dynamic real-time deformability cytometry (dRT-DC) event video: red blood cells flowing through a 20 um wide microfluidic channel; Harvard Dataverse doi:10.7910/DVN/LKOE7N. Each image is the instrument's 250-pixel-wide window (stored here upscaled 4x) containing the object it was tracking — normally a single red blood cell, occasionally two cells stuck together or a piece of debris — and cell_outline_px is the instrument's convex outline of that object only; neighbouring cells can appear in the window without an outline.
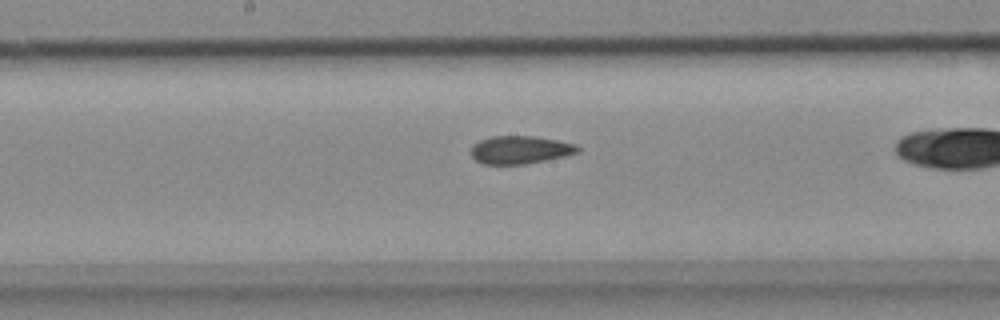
{"species": "common noctule bat (a hibernating species)", "species_latin": "Nyctalus noctula", "temperature_condition": "cold", "stored_images_in_passage": 38, "camera_frame_rate_fps": 3000, "um_per_image_px": 0.085, "animal": {"sex": "female", "body_mass_g": 18.4}, "frame": {"image": 1, "passage_image": 24, "time_ms": 7.667, "image_size_px": [1000, 320], "cell_outline_px": [[580, 152], [568, 156], [528, 164], [484, 164], [476, 160], [472, 156], [472, 148], [480, 140], [492, 136], [532, 136], [556, 140], [576, 144], [580, 148]], "centroid_in_image_um": [44.28, 12.74], "position_along_channel_um": 203.9, "area_um2": 17.4}}
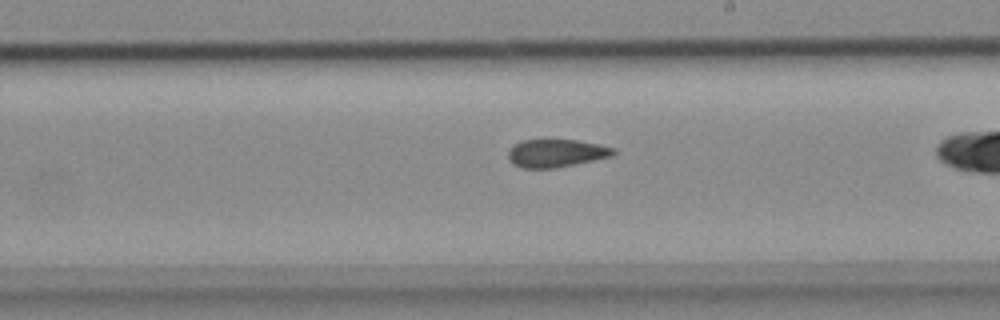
{"frame": {"image": 2, "passage_image": 27, "time_ms": 8.667, "image_size_px": [1000, 320], "cell_outline_px": [[616, 152], [612, 156], [556, 168], [520, 168], [512, 164], [508, 160], [508, 152], [516, 144], [524, 140], [576, 140], [616, 148]], "centroid_in_image_um": [47.26, 13.03], "position_along_channel_um": 241.7, "area_um2": 16.99}}
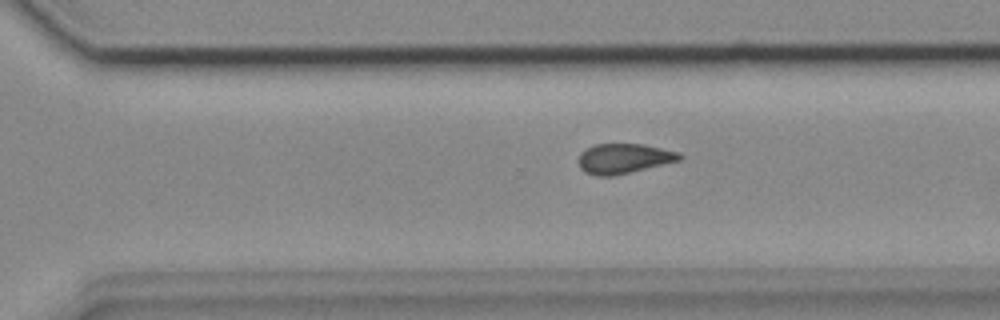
{"frame": {"image": 3, "passage_image": 33, "time_ms": 10.667, "image_size_px": [1000, 320], "cell_outline_px": [[684, 156], [680, 160], [612, 176], [596, 176], [584, 172], [580, 168], [580, 152], [596, 144], [644, 144], [680, 152]], "centroid_in_image_um": [53.04, 13.47], "position_along_channel_um": 317.6, "area_um2": 17.46}}